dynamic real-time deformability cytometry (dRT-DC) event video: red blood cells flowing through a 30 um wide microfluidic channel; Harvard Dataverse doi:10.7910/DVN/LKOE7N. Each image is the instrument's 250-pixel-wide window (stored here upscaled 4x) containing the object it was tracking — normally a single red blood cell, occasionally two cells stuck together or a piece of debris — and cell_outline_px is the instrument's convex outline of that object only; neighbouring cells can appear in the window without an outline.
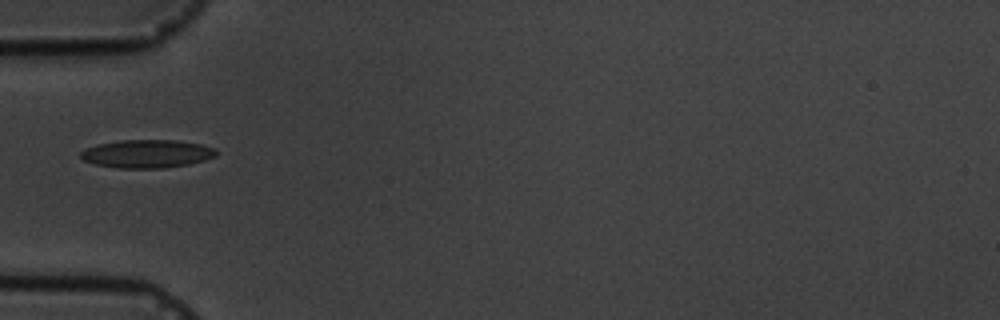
{"species": "common noctule bat (a hibernating species)", "species_latin": "Nyctalus noctula", "temperature_condition": "cold", "stored_images_in_passage": 6, "camera_frame_rate_fps": 3000, "um_per_image_px": 0.085, "animal": {"sex": "male", "body_mass_g": 19.5, "forearm_length_mm": 54.6}, "frame": {"image": 1, "passage_image": 1, "time_ms": 0.0, "image_size_px": [1000, 320], "cell_outline_px": [[216, 156], [204, 160], [188, 164], [164, 168], [116, 168], [96, 164], [84, 160], [80, 156], [80, 152], [84, 148], [96, 144], [120, 140], [176, 140], [200, 144], [216, 148]], "centroid_in_image_um": [12.47, 13.06], "position_along_channel_um": 72.5, "area_um2": 22.31}}
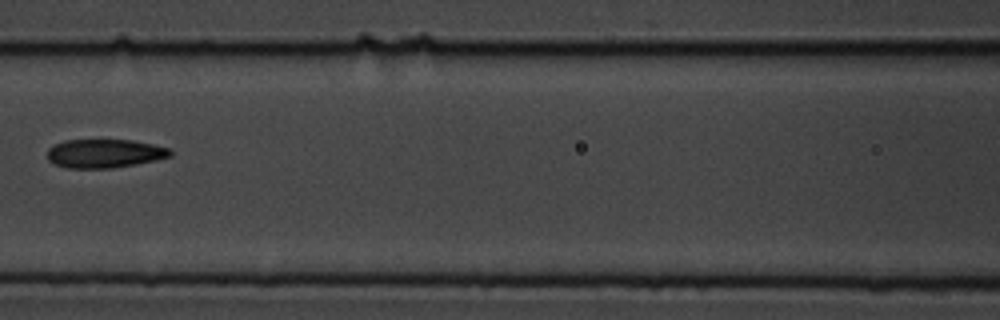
{"frame": {"image": 2, "passage_image": 3, "time_ms": 2.333, "image_size_px": [1000, 320], "cell_outline_px": [[172, 156], [156, 160], [136, 164], [112, 168], [68, 168], [56, 164], [48, 160], [48, 148], [64, 140], [132, 140], [172, 148]], "centroid_in_image_um": [8.93, 13.04], "position_along_channel_um": 157.7, "area_um2": 20.58}}
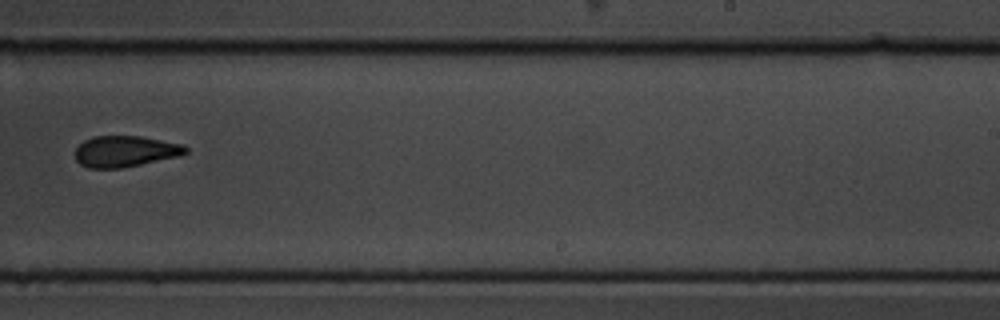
{"frame": {"image": 3, "passage_image": 6, "time_ms": 5.667, "image_size_px": [1000, 320], "cell_outline_px": [[188, 152], [180, 156], [120, 168], [88, 168], [80, 164], [76, 160], [76, 148], [84, 140], [92, 136], [140, 136], [184, 144], [188, 148]], "centroid_in_image_um": [10.65, 12.86], "position_along_channel_um": 278.3, "area_um2": 20.06}}